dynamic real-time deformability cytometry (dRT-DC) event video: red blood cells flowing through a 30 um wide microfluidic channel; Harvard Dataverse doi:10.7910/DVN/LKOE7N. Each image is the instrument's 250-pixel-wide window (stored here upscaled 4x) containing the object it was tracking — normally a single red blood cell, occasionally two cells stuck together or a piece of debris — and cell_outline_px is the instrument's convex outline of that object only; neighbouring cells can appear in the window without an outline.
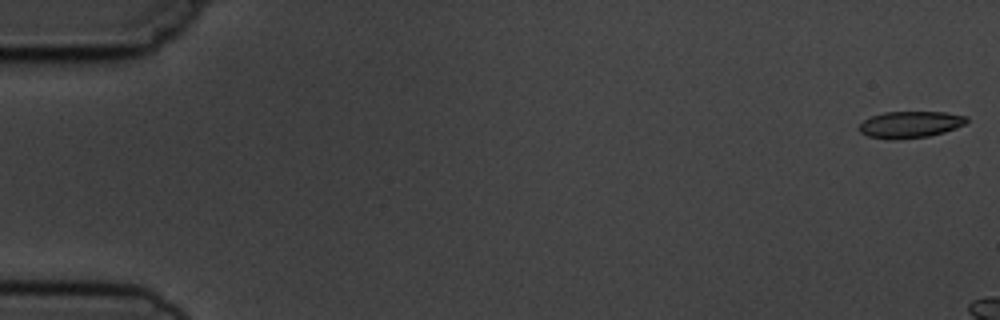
{"species": "common noctule bat (a hibernating species)", "species_latin": "Nyctalus noctula", "temperature_condition": "cold", "stored_images_in_passage": 3, "camera_frame_rate_fps": 3000, "um_per_image_px": 0.085, "animal": {"sex": "male", "body_mass_g": 19.5, "forearm_length_mm": 54.6}, "frame": {"image": 1, "passage_image": 1, "time_ms": 0.0, "image_size_px": [1000, 320], "cell_outline_px": [[968, 120], [964, 124], [956, 128], [944, 132], [928, 136], [896, 140], [892, 140], [868, 136], [860, 132], [856, 128], [864, 120], [872, 116], [884, 112], [944, 112], [968, 116]], "centroid_in_image_um": [77.35, 10.59], "position_along_channel_um": 7.7, "area_um2": 16.76}}